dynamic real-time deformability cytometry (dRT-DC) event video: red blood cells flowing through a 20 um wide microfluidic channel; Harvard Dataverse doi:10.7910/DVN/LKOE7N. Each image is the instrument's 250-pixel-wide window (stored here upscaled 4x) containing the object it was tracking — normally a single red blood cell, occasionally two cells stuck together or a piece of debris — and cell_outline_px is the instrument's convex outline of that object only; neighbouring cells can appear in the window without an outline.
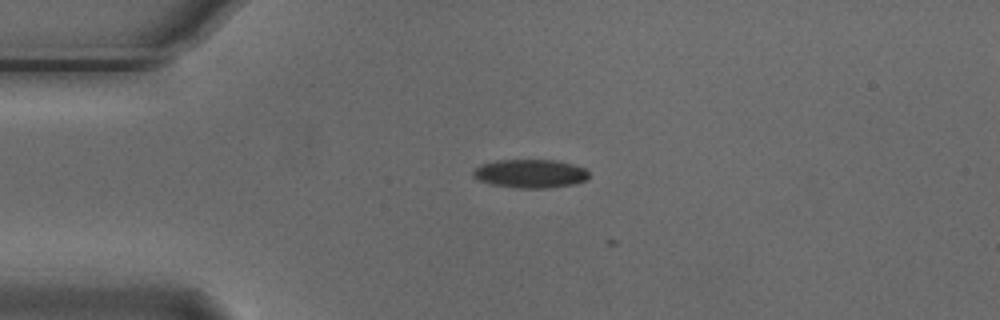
{"species": "Egyptian fruit bat (a non-hibernating species)", "species_latin": "Rousettus aegyptiacus", "temperature_condition": "cold", "stored_images_in_passage": 3, "camera_frame_rate_fps": 3000, "um_per_image_px": 0.085, "animal": {"sex": "male"}, "frame": {"image": 1, "passage_image": 2, "time_ms": 0.333, "image_size_px": [1000, 320], "cell_outline_px": [[588, 176], [584, 180], [576, 184], [548, 188], [516, 188], [488, 184], [476, 180], [472, 176], [472, 172], [480, 164], [500, 160], [556, 160], [572, 164], [584, 168], [588, 172]], "centroid_in_image_um": [45.02, 14.77], "position_along_channel_um": 40.0, "area_um2": 19.42}}